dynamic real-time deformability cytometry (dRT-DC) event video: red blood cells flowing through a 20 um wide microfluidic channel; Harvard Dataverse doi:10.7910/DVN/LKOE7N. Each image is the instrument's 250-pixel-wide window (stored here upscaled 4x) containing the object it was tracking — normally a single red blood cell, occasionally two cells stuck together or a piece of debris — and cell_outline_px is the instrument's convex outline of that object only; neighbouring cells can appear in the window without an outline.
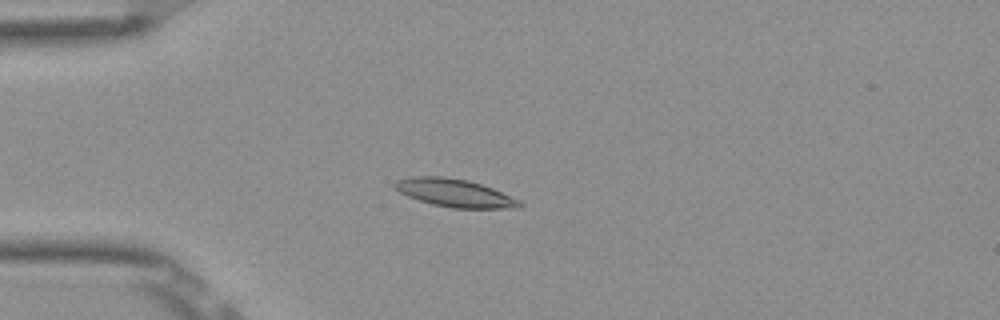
{"species": "Egyptian fruit bat (a non-hibernating species)", "species_latin": "Rousettus aegyptiacus", "temperature_condition": "room temperature", "stored_images_in_passage": 6, "camera_frame_rate_fps": 3000, "um_per_image_px": 0.085, "frame": {"image": 1, "passage_image": 3, "time_ms": 0.667, "image_size_px": [1000, 320], "cell_outline_px": [[524, 204], [520, 208], [452, 208], [432, 204], [408, 196], [400, 192], [392, 184], [396, 180], [412, 176], [440, 176], [468, 180], [492, 188], [520, 200]], "centroid_in_image_um": [38.66, 16.4], "position_along_channel_um": 46.3, "area_um2": 20.23}}
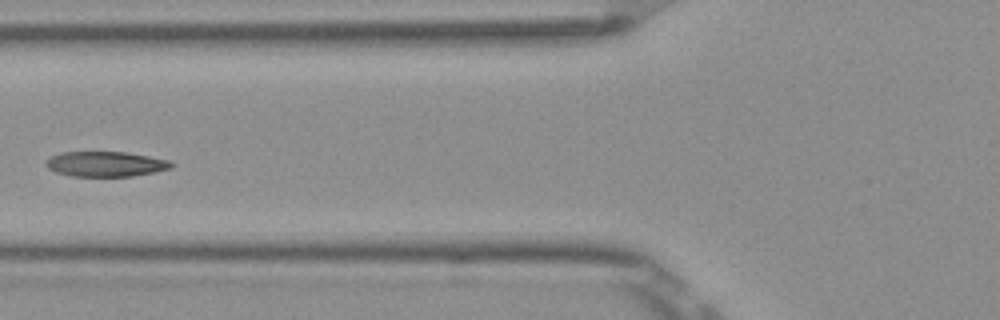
{"frame": {"image": 2, "passage_image": 5, "time_ms": 1.333, "image_size_px": [1000, 320], "cell_outline_px": [[176, 164], [172, 168], [156, 172], [132, 176], [72, 176], [56, 172], [48, 168], [44, 164], [44, 160], [60, 152], [124, 152], [172, 160]], "centroid_in_image_um": [9.01, 13.94], "position_along_channel_um": 116.8, "area_um2": 18.55}}
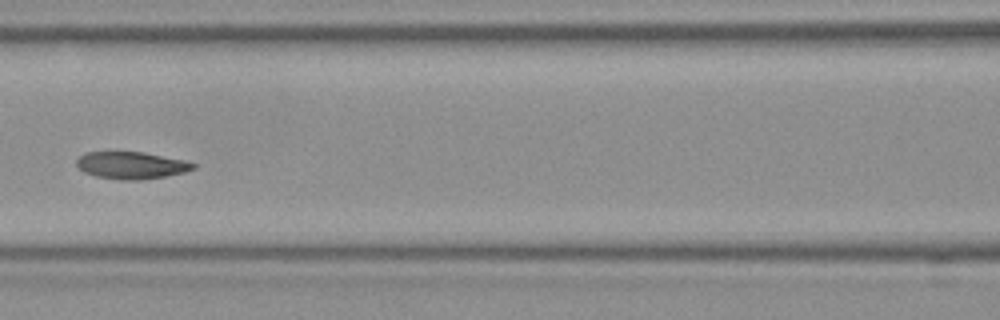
{"frame": {"image": 3, "passage_image": 6, "time_ms": 1.667, "image_size_px": [1000, 320], "cell_outline_px": [[196, 168], [184, 172], [164, 176], [140, 180], [120, 180], [96, 176], [84, 172], [76, 164], [76, 160], [84, 152], [144, 152], [184, 160], [196, 164]], "centroid_in_image_um": [11.16, 14.05], "position_along_channel_um": 155.4, "area_um2": 18.38}}